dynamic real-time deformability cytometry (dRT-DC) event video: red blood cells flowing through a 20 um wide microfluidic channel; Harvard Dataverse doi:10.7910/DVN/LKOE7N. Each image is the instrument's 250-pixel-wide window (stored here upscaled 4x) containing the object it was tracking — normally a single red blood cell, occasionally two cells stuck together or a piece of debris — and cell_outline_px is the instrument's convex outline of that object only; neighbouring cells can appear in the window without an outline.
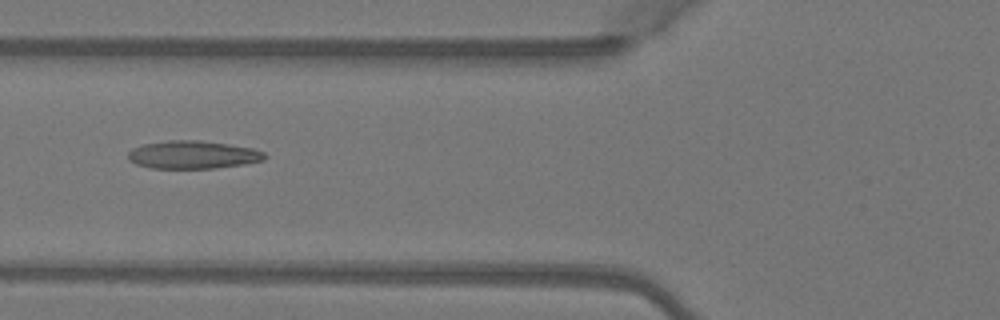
{"species": "Egyptian fruit bat (a non-hibernating species)", "species_latin": "Rousettus aegyptiacus", "temperature_condition": "warm", "stored_images_in_passage": 6, "camera_frame_rate_fps": 3000, "um_per_image_px": 0.085, "animal": {"sex": "female"}, "frame": {"image": 1, "passage_image": 6, "time_ms": 1.667, "image_size_px": [1000, 320], "cell_outline_px": [[268, 156], [264, 160], [244, 164], [216, 168], [148, 168], [136, 164], [128, 160], [128, 152], [132, 148], [144, 144], [168, 140], [200, 140], [228, 144], [252, 148], [264, 152]], "centroid_in_image_um": [16.39, 13.15], "position_along_channel_um": 109.4, "area_um2": 22.37}}